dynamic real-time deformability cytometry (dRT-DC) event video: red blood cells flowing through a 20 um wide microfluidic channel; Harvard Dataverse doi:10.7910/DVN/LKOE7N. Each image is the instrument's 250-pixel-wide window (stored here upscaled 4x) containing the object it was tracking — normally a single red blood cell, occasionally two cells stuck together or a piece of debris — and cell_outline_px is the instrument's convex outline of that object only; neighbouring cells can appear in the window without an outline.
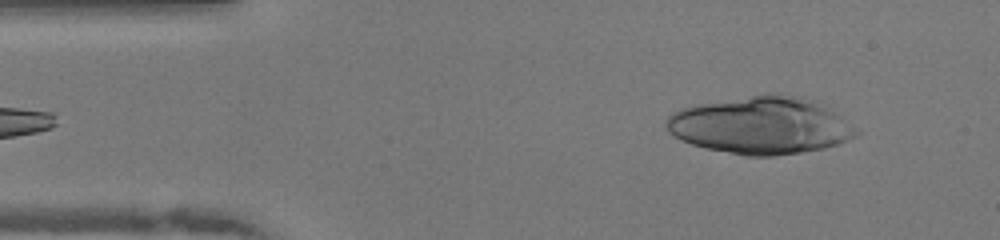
{"species": "human", "species_latin": "Homo sapiens", "temperature_condition": "warm", "stored_images_in_passage": 47, "camera_frame_rate_fps": 3000, "um_per_image_px": 0.085, "donor": {"sex": "female"}, "frame": {"image": 1, "passage_image": 4, "time_ms": 1.0, "image_size_px": [1000, 240], "cell_outline_px": [[860, 132], [856, 136], [848, 140], [824, 148], [800, 152], [772, 156], [748, 156], [704, 148], [692, 144], [672, 136], [668, 132], [664, 124], [668, 116], [672, 112], [680, 108], [696, 104], [764, 92], [780, 92], [796, 96], [808, 100], [832, 112], [856, 128]], "centroid_in_image_um": [64.57, 10.65], "position_along_channel_um": 20.4, "area_um2": 63.35}}
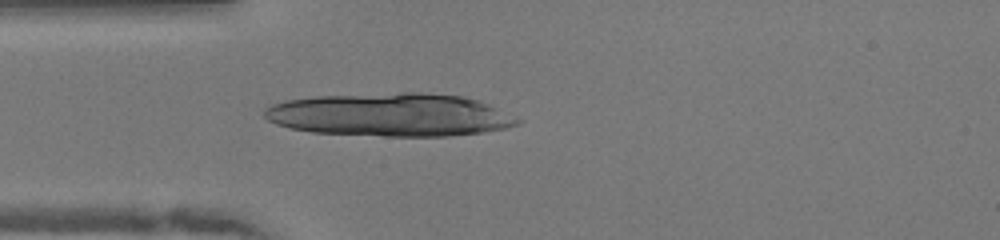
{"frame": {"image": 2, "passage_image": 11, "time_ms": 3.333, "image_size_px": [1000, 240], "cell_outline_px": [[524, 120], [520, 124], [504, 128], [480, 132], [448, 136], [384, 136], [312, 132], [288, 128], [276, 124], [268, 120], [264, 116], [264, 108], [272, 104], [284, 100], [316, 96], [400, 92], [420, 92], [464, 96], [480, 100]], "centroid_in_image_um": [33.17, 9.75], "position_along_channel_um": 51.8, "area_um2": 63.98}}